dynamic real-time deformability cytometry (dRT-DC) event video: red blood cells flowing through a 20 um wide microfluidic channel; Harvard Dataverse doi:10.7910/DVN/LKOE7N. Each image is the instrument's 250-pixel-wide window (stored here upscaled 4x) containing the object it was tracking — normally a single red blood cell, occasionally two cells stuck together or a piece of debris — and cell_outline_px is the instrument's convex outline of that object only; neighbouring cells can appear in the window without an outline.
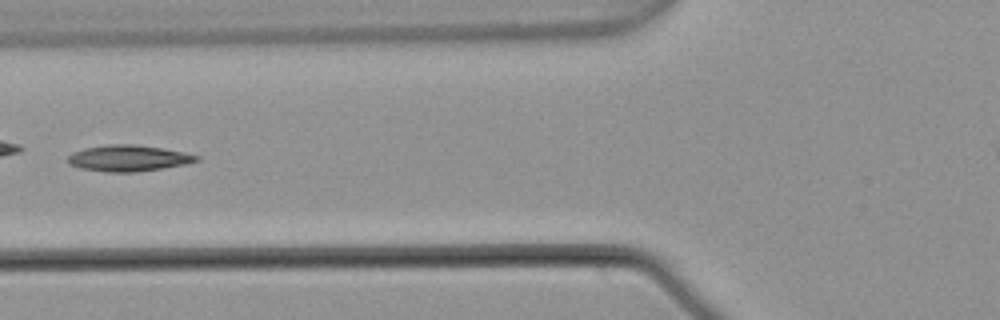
{"species": "common noctule bat (a hibernating species)", "species_latin": "Nyctalus noctula", "temperature_condition": "warm", "stored_images_in_passage": 6, "camera_frame_rate_fps": 3000, "um_per_image_px": 0.085, "animal": {"sex": "male", "body_mass_g": 21.5, "forearm_length_mm": 52.0}, "frame": {"image": 1, "passage_image": 6, "time_ms": 1.667, "image_size_px": [1000, 320], "cell_outline_px": [[200, 160], [184, 164], [136, 172], [104, 172], [80, 168], [68, 164], [68, 156], [72, 152], [84, 148], [108, 144], [136, 144], [184, 152], [200, 156]], "centroid_in_image_um": [10.87, 13.44], "position_along_channel_um": 114.9, "area_um2": 19.59}}